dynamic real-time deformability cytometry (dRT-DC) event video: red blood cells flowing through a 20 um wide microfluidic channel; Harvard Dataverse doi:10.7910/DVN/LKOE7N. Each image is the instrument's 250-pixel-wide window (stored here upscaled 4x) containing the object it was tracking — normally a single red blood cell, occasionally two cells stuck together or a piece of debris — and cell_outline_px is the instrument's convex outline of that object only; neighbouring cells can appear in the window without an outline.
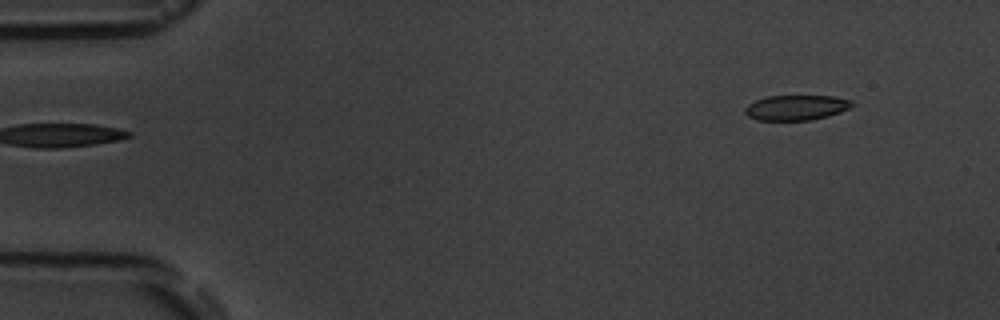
{"species": "common noctule bat (a hibernating species)", "species_latin": "Nyctalus noctula", "temperature_condition": "room temperature", "stored_images_in_passage": 6, "segment_of_instrument_passage": [2, 2], "camera_frame_rate_fps": 3000, "um_per_image_px": 0.085, "animal": {"sex": "male", "body_mass_g": 19.5, "forearm_length_mm": 54.6}, "frame": {"image": 1, "passage_image": 6, "time_ms": 6.0, "image_size_px": [1000, 320], "cell_outline_px": [[856, 104], [840, 112], [828, 116], [812, 120], [756, 120], [748, 116], [744, 112], [744, 108], [748, 104], [756, 100], [768, 96], [832, 96], [852, 100]], "centroid_in_image_um": [67.68, 9.15], "position_along_channel_um": 17.3, "area_um2": 15.72}}